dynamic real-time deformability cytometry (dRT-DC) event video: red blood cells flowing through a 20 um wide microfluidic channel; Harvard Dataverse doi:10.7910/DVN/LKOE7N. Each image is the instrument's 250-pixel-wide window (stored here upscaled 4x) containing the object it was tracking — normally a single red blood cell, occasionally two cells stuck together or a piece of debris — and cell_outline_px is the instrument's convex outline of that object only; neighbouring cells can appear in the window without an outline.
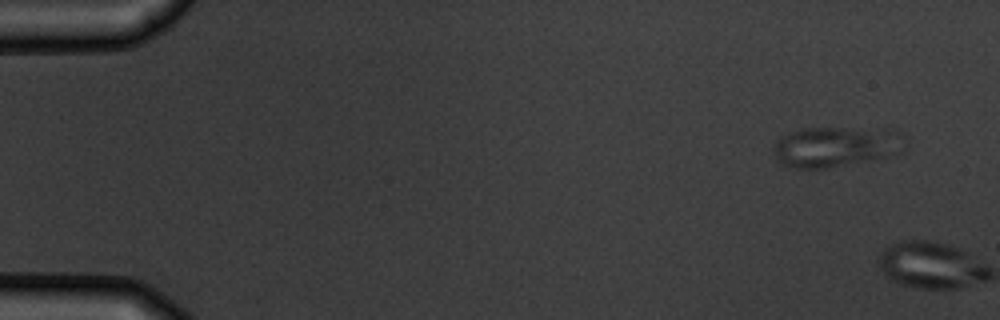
{"species": "common noctule bat (a hibernating species)", "species_latin": "Nyctalus noctula", "temperature_condition": "warm", "stored_images_in_passage": 2, "camera_frame_rate_fps": 3000, "um_per_image_px": 0.085, "animal": {"sex": "male", "body_mass_g": 19.5, "forearm_length_mm": 54.6}, "frame": {"image": 1, "passage_image": 1, "time_ms": 0.0, "image_size_px": [1000, 320], "cell_outline_px": [[900, 152], [888, 156], [828, 168], [792, 168], [780, 164], [772, 148], [776, 140], [780, 136], [804, 128], [892, 128], [900, 132]], "centroid_in_image_um": [70.97, 12.45], "position_along_channel_um": 14.0, "area_um2": 30.75}}